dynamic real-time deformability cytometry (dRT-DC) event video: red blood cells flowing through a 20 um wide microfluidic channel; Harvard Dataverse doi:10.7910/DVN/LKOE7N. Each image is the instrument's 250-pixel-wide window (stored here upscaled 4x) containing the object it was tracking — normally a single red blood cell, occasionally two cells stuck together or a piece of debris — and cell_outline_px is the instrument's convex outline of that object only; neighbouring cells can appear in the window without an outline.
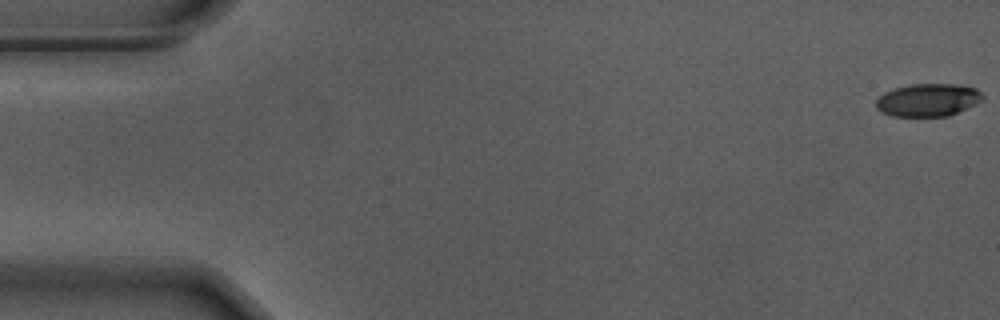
{"species": "Egyptian fruit bat (a non-hibernating species)", "species_latin": "Rousettus aegyptiacus", "temperature_condition": "warm", "stored_images_in_passage": 8, "camera_frame_rate_fps": 3000, "um_per_image_px": 0.085, "animal": {"sex": "male"}, "frame": {"image": 1, "passage_image": 1, "time_ms": 0.0, "image_size_px": [1000, 320], "cell_outline_px": [[984, 100], [968, 108], [948, 116], [892, 116], [880, 112], [876, 108], [876, 100], [884, 92], [896, 88], [912, 84], [956, 84], [976, 88], [984, 96]], "centroid_in_image_um": [78.89, 8.5], "position_along_channel_um": 6.1, "area_um2": 20.46}}